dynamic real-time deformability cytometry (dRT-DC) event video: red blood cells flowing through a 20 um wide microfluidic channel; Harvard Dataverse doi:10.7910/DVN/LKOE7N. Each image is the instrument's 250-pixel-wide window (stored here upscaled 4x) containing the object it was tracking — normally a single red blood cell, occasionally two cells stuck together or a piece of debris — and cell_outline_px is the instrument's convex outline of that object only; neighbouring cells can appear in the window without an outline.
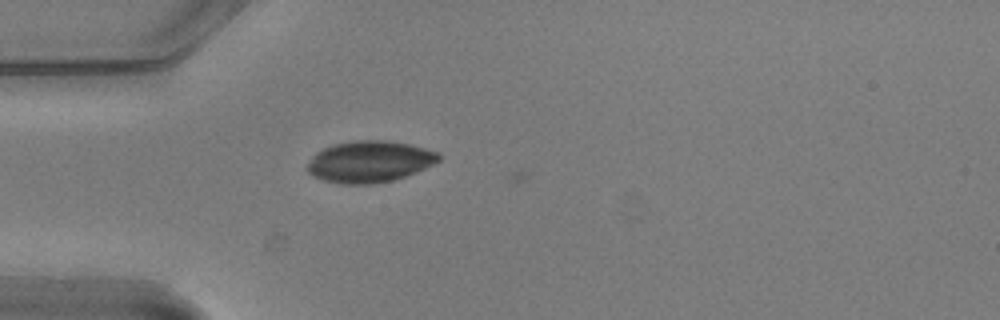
{"species": "common noctule bat (a hibernating species)", "species_latin": "Nyctalus noctula", "temperature_condition": "warm", "stored_images_in_passage": 5, "camera_frame_rate_fps": 3000, "um_per_image_px": 0.085, "animal": {"sex": "male", "body_mass_g": 20.5, "forearm_length_mm": 52.5}, "frame": {"image": 1, "passage_image": 4, "time_ms": 1.0, "image_size_px": [1000, 320], "cell_outline_px": [[440, 160], [416, 172], [392, 180], [372, 184], [340, 184], [324, 180], [312, 176], [308, 172], [308, 164], [312, 156], [316, 152], [332, 144], [352, 140], [388, 140], [408, 144], [424, 148], [436, 152], [440, 156]], "centroid_in_image_um": [31.37, 13.73], "position_along_channel_um": 53.6, "area_um2": 31.67}}